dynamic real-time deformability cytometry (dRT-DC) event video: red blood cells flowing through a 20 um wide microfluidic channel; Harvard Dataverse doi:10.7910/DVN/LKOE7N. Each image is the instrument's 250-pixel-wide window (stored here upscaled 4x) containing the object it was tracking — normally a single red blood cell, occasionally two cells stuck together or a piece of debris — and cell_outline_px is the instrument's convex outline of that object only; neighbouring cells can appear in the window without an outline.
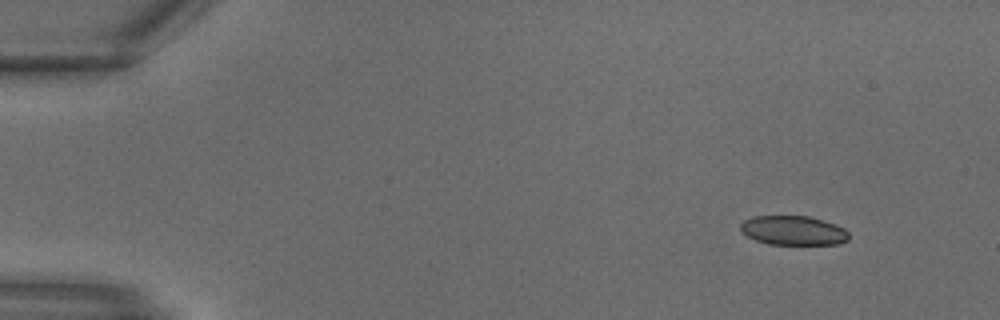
{"species": "common noctule bat (a hibernating species)", "species_latin": "Nyctalus noctula", "temperature_condition": "warm", "stored_images_in_passage": 28, "camera_frame_rate_fps": 3000, "um_per_image_px": 0.085, "animal": {"sex": "male", "body_mass_g": 18.8}, "frame": {"image": 1, "passage_image": 1, "time_ms": 0.0, "image_size_px": [1000, 320], "cell_outline_px": [[848, 240], [840, 244], [768, 244], [756, 240], [740, 232], [740, 224], [744, 220], [752, 216], [808, 216], [836, 224], [844, 228], [848, 232]], "centroid_in_image_um": [67.42, 19.59], "position_along_channel_um": 17.6, "area_um2": 18.55}}
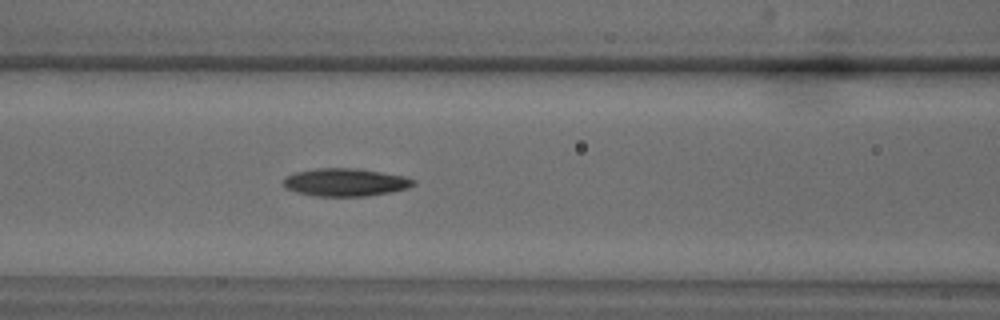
{"frame": {"image": 2, "passage_image": 11, "time_ms": 3.333, "image_size_px": [1000, 320], "cell_outline_px": [[416, 184], [408, 188], [392, 192], [364, 196], [316, 196], [296, 192], [284, 188], [284, 176], [296, 172], [316, 168], [356, 168], [408, 176], [416, 180]], "centroid_in_image_um": [29.39, 15.49], "position_along_channel_um": 137.2, "area_um2": 21.33}}
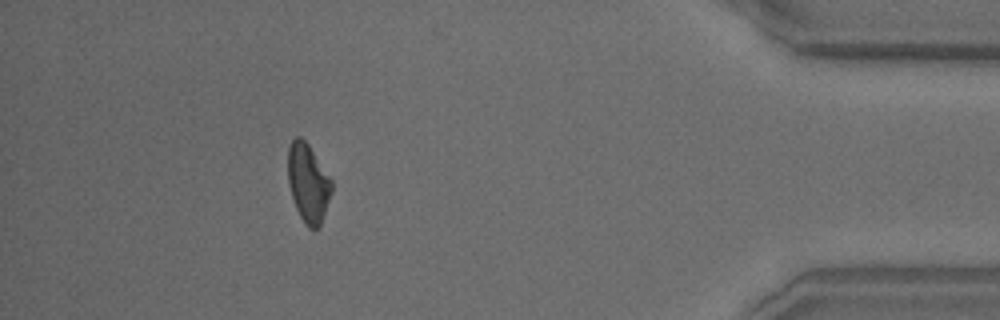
{"frame": {"image": 3, "passage_image": 25, "time_ms": 8.0, "image_size_px": [1000, 320], "cell_outline_px": [[332, 192], [320, 224], [316, 228], [308, 228], [304, 224], [296, 208], [288, 184], [288, 148], [292, 140], [296, 136], [300, 136], [308, 144], [332, 180]], "centroid_in_image_um": [26.18, 15.54], "position_along_channel_um": 409.0, "area_um2": 19.83}}